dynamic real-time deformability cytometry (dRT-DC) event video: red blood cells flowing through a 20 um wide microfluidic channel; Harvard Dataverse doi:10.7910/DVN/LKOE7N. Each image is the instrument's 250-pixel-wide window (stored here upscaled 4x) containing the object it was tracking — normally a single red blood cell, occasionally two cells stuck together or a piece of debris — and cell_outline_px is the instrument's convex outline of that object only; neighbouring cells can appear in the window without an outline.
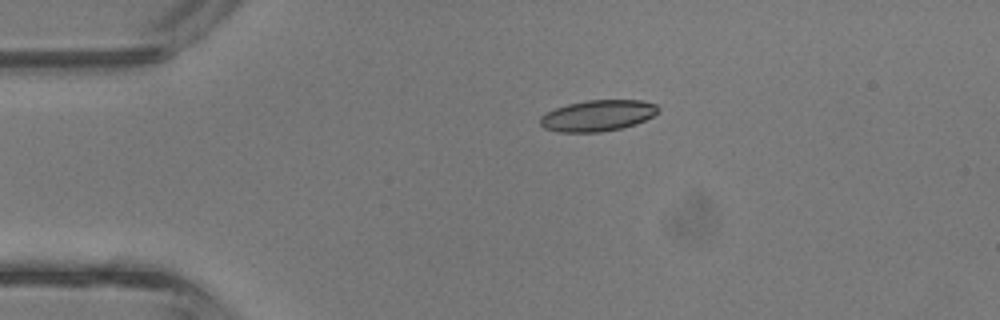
{"species": "common noctule bat (a hibernating species)", "species_latin": "Nyctalus noctula", "temperature_condition": "room temperature", "stored_images_in_passage": 4, "camera_frame_rate_fps": 3000, "um_per_image_px": 0.085, "animal": {"sex": "male", "body_mass_g": 13.3}, "frame": {"image": 1, "passage_image": 2, "time_ms": 0.333, "image_size_px": [1000, 320], "cell_outline_px": [[660, 112], [636, 124], [620, 128], [600, 132], [560, 132], [544, 128], [540, 124], [540, 116], [556, 108], [568, 104], [588, 100], [640, 100], [656, 104], [660, 108]], "centroid_in_image_um": [50.83, 9.82], "position_along_channel_um": 34.2, "area_um2": 21.33}}
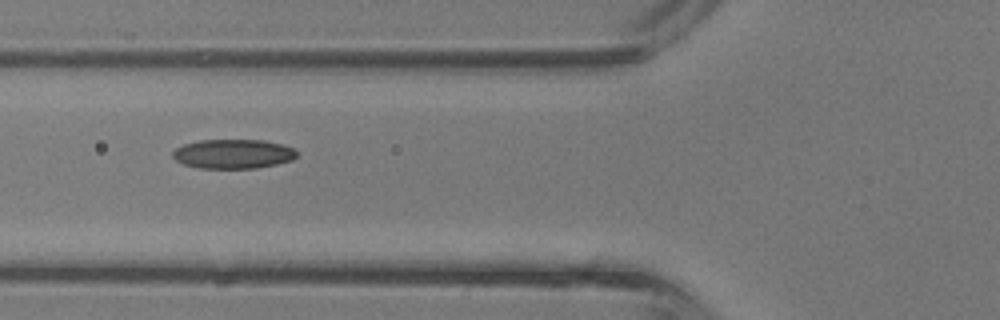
{"frame": {"image": 2, "passage_image": 4, "time_ms": 1.0, "image_size_px": [1000, 320], "cell_outline_px": [[296, 156], [292, 160], [276, 164], [256, 168], [200, 168], [184, 164], [176, 160], [172, 156], [172, 152], [176, 148], [184, 144], [200, 140], [264, 140], [284, 144], [296, 148]], "centroid_in_image_um": [19.84, 13.07], "position_along_channel_um": 106.0, "area_um2": 21.27}}